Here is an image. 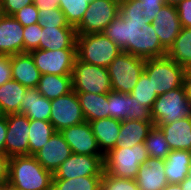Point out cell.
I'll return each instance as SVG.
<instances>
[{"label":"cell","mask_w":191,"mask_h":190,"mask_svg":"<svg viewBox=\"0 0 191 190\" xmlns=\"http://www.w3.org/2000/svg\"><path fill=\"white\" fill-rule=\"evenodd\" d=\"M20 113L29 119L49 121L51 100L44 97L37 88H28L20 105Z\"/></svg>","instance_id":"cell-23"},{"label":"cell","mask_w":191,"mask_h":190,"mask_svg":"<svg viewBox=\"0 0 191 190\" xmlns=\"http://www.w3.org/2000/svg\"><path fill=\"white\" fill-rule=\"evenodd\" d=\"M144 72L151 78L153 91L158 96L183 86L185 67L168 56L146 59Z\"/></svg>","instance_id":"cell-5"},{"label":"cell","mask_w":191,"mask_h":190,"mask_svg":"<svg viewBox=\"0 0 191 190\" xmlns=\"http://www.w3.org/2000/svg\"><path fill=\"white\" fill-rule=\"evenodd\" d=\"M100 188L102 190H139L133 179L117 178L103 172Z\"/></svg>","instance_id":"cell-37"},{"label":"cell","mask_w":191,"mask_h":190,"mask_svg":"<svg viewBox=\"0 0 191 190\" xmlns=\"http://www.w3.org/2000/svg\"><path fill=\"white\" fill-rule=\"evenodd\" d=\"M153 125V122L123 120L115 148H132L137 144L144 143Z\"/></svg>","instance_id":"cell-24"},{"label":"cell","mask_w":191,"mask_h":190,"mask_svg":"<svg viewBox=\"0 0 191 190\" xmlns=\"http://www.w3.org/2000/svg\"><path fill=\"white\" fill-rule=\"evenodd\" d=\"M126 120H138L143 122H153L151 117V109L138 102L131 94H129V111Z\"/></svg>","instance_id":"cell-39"},{"label":"cell","mask_w":191,"mask_h":190,"mask_svg":"<svg viewBox=\"0 0 191 190\" xmlns=\"http://www.w3.org/2000/svg\"><path fill=\"white\" fill-rule=\"evenodd\" d=\"M164 3H145L140 0L120 2L119 15L130 21H153Z\"/></svg>","instance_id":"cell-27"},{"label":"cell","mask_w":191,"mask_h":190,"mask_svg":"<svg viewBox=\"0 0 191 190\" xmlns=\"http://www.w3.org/2000/svg\"><path fill=\"white\" fill-rule=\"evenodd\" d=\"M151 21H130L118 15L103 33L127 52L142 59L166 56L167 49L160 43Z\"/></svg>","instance_id":"cell-1"},{"label":"cell","mask_w":191,"mask_h":190,"mask_svg":"<svg viewBox=\"0 0 191 190\" xmlns=\"http://www.w3.org/2000/svg\"><path fill=\"white\" fill-rule=\"evenodd\" d=\"M75 27L42 26L39 49H77Z\"/></svg>","instance_id":"cell-19"},{"label":"cell","mask_w":191,"mask_h":190,"mask_svg":"<svg viewBox=\"0 0 191 190\" xmlns=\"http://www.w3.org/2000/svg\"><path fill=\"white\" fill-rule=\"evenodd\" d=\"M188 115H191V102L183 86L159 95L151 109L154 125L170 124Z\"/></svg>","instance_id":"cell-7"},{"label":"cell","mask_w":191,"mask_h":190,"mask_svg":"<svg viewBox=\"0 0 191 190\" xmlns=\"http://www.w3.org/2000/svg\"><path fill=\"white\" fill-rule=\"evenodd\" d=\"M30 119L21 113L7 115V136L5 154L13 156L29 155Z\"/></svg>","instance_id":"cell-13"},{"label":"cell","mask_w":191,"mask_h":190,"mask_svg":"<svg viewBox=\"0 0 191 190\" xmlns=\"http://www.w3.org/2000/svg\"><path fill=\"white\" fill-rule=\"evenodd\" d=\"M41 75H72L77 49L41 50L29 52Z\"/></svg>","instance_id":"cell-10"},{"label":"cell","mask_w":191,"mask_h":190,"mask_svg":"<svg viewBox=\"0 0 191 190\" xmlns=\"http://www.w3.org/2000/svg\"><path fill=\"white\" fill-rule=\"evenodd\" d=\"M160 43L168 50L181 32L182 26L175 6L164 4L152 21Z\"/></svg>","instance_id":"cell-15"},{"label":"cell","mask_w":191,"mask_h":190,"mask_svg":"<svg viewBox=\"0 0 191 190\" xmlns=\"http://www.w3.org/2000/svg\"><path fill=\"white\" fill-rule=\"evenodd\" d=\"M38 16L41 26L73 27L66 22L65 15L60 8L38 10Z\"/></svg>","instance_id":"cell-38"},{"label":"cell","mask_w":191,"mask_h":190,"mask_svg":"<svg viewBox=\"0 0 191 190\" xmlns=\"http://www.w3.org/2000/svg\"><path fill=\"white\" fill-rule=\"evenodd\" d=\"M120 3L116 0H94L89 4L76 34L103 33L119 15Z\"/></svg>","instance_id":"cell-9"},{"label":"cell","mask_w":191,"mask_h":190,"mask_svg":"<svg viewBox=\"0 0 191 190\" xmlns=\"http://www.w3.org/2000/svg\"><path fill=\"white\" fill-rule=\"evenodd\" d=\"M175 7L181 26L191 28V0H183Z\"/></svg>","instance_id":"cell-42"},{"label":"cell","mask_w":191,"mask_h":190,"mask_svg":"<svg viewBox=\"0 0 191 190\" xmlns=\"http://www.w3.org/2000/svg\"><path fill=\"white\" fill-rule=\"evenodd\" d=\"M183 87L188 100L191 102V77L183 78Z\"/></svg>","instance_id":"cell-48"},{"label":"cell","mask_w":191,"mask_h":190,"mask_svg":"<svg viewBox=\"0 0 191 190\" xmlns=\"http://www.w3.org/2000/svg\"><path fill=\"white\" fill-rule=\"evenodd\" d=\"M130 94L138 102L142 103V105H145L149 109H152L154 101L158 97L157 93L153 91L151 78H149L145 72L140 75L136 86Z\"/></svg>","instance_id":"cell-35"},{"label":"cell","mask_w":191,"mask_h":190,"mask_svg":"<svg viewBox=\"0 0 191 190\" xmlns=\"http://www.w3.org/2000/svg\"><path fill=\"white\" fill-rule=\"evenodd\" d=\"M56 132L85 122L77 93L72 90L51 100L50 120Z\"/></svg>","instance_id":"cell-11"},{"label":"cell","mask_w":191,"mask_h":190,"mask_svg":"<svg viewBox=\"0 0 191 190\" xmlns=\"http://www.w3.org/2000/svg\"><path fill=\"white\" fill-rule=\"evenodd\" d=\"M11 72L12 79L27 88H36L41 76L29 52L11 56Z\"/></svg>","instance_id":"cell-20"},{"label":"cell","mask_w":191,"mask_h":190,"mask_svg":"<svg viewBox=\"0 0 191 190\" xmlns=\"http://www.w3.org/2000/svg\"><path fill=\"white\" fill-rule=\"evenodd\" d=\"M27 89L13 79L0 86V109L3 115L20 113V105Z\"/></svg>","instance_id":"cell-28"},{"label":"cell","mask_w":191,"mask_h":190,"mask_svg":"<svg viewBox=\"0 0 191 190\" xmlns=\"http://www.w3.org/2000/svg\"><path fill=\"white\" fill-rule=\"evenodd\" d=\"M87 122L109 118L108 94L76 92Z\"/></svg>","instance_id":"cell-26"},{"label":"cell","mask_w":191,"mask_h":190,"mask_svg":"<svg viewBox=\"0 0 191 190\" xmlns=\"http://www.w3.org/2000/svg\"><path fill=\"white\" fill-rule=\"evenodd\" d=\"M7 136V116L0 117V152L5 153V140Z\"/></svg>","instance_id":"cell-46"},{"label":"cell","mask_w":191,"mask_h":190,"mask_svg":"<svg viewBox=\"0 0 191 190\" xmlns=\"http://www.w3.org/2000/svg\"><path fill=\"white\" fill-rule=\"evenodd\" d=\"M109 117L120 121L126 120L129 111V94L117 91L108 93Z\"/></svg>","instance_id":"cell-36"},{"label":"cell","mask_w":191,"mask_h":190,"mask_svg":"<svg viewBox=\"0 0 191 190\" xmlns=\"http://www.w3.org/2000/svg\"><path fill=\"white\" fill-rule=\"evenodd\" d=\"M165 160L149 157L135 178L139 190H162L167 184Z\"/></svg>","instance_id":"cell-18"},{"label":"cell","mask_w":191,"mask_h":190,"mask_svg":"<svg viewBox=\"0 0 191 190\" xmlns=\"http://www.w3.org/2000/svg\"><path fill=\"white\" fill-rule=\"evenodd\" d=\"M72 154L70 146L60 132H56L50 140L33 156L44 169L52 173Z\"/></svg>","instance_id":"cell-16"},{"label":"cell","mask_w":191,"mask_h":190,"mask_svg":"<svg viewBox=\"0 0 191 190\" xmlns=\"http://www.w3.org/2000/svg\"><path fill=\"white\" fill-rule=\"evenodd\" d=\"M121 122L111 117L89 122L99 148L104 155L117 146Z\"/></svg>","instance_id":"cell-22"},{"label":"cell","mask_w":191,"mask_h":190,"mask_svg":"<svg viewBox=\"0 0 191 190\" xmlns=\"http://www.w3.org/2000/svg\"><path fill=\"white\" fill-rule=\"evenodd\" d=\"M183 0H163L164 4L171 5V6H176Z\"/></svg>","instance_id":"cell-51"},{"label":"cell","mask_w":191,"mask_h":190,"mask_svg":"<svg viewBox=\"0 0 191 190\" xmlns=\"http://www.w3.org/2000/svg\"><path fill=\"white\" fill-rule=\"evenodd\" d=\"M32 3V0H2V11L4 15L13 16L20 9Z\"/></svg>","instance_id":"cell-43"},{"label":"cell","mask_w":191,"mask_h":190,"mask_svg":"<svg viewBox=\"0 0 191 190\" xmlns=\"http://www.w3.org/2000/svg\"><path fill=\"white\" fill-rule=\"evenodd\" d=\"M102 176H80L71 179H52L51 190H98Z\"/></svg>","instance_id":"cell-32"},{"label":"cell","mask_w":191,"mask_h":190,"mask_svg":"<svg viewBox=\"0 0 191 190\" xmlns=\"http://www.w3.org/2000/svg\"><path fill=\"white\" fill-rule=\"evenodd\" d=\"M94 0H59V8L64 13L66 22L77 27L89 7Z\"/></svg>","instance_id":"cell-34"},{"label":"cell","mask_w":191,"mask_h":190,"mask_svg":"<svg viewBox=\"0 0 191 190\" xmlns=\"http://www.w3.org/2000/svg\"><path fill=\"white\" fill-rule=\"evenodd\" d=\"M11 79V56L0 54V86Z\"/></svg>","instance_id":"cell-44"},{"label":"cell","mask_w":191,"mask_h":190,"mask_svg":"<svg viewBox=\"0 0 191 190\" xmlns=\"http://www.w3.org/2000/svg\"><path fill=\"white\" fill-rule=\"evenodd\" d=\"M36 88L47 99H56L72 91V75H41Z\"/></svg>","instance_id":"cell-29"},{"label":"cell","mask_w":191,"mask_h":190,"mask_svg":"<svg viewBox=\"0 0 191 190\" xmlns=\"http://www.w3.org/2000/svg\"><path fill=\"white\" fill-rule=\"evenodd\" d=\"M166 56L183 67L191 62V28L182 27Z\"/></svg>","instance_id":"cell-30"},{"label":"cell","mask_w":191,"mask_h":190,"mask_svg":"<svg viewBox=\"0 0 191 190\" xmlns=\"http://www.w3.org/2000/svg\"><path fill=\"white\" fill-rule=\"evenodd\" d=\"M72 153L80 155L105 156L98 145L89 122L70 126L60 132Z\"/></svg>","instance_id":"cell-14"},{"label":"cell","mask_w":191,"mask_h":190,"mask_svg":"<svg viewBox=\"0 0 191 190\" xmlns=\"http://www.w3.org/2000/svg\"><path fill=\"white\" fill-rule=\"evenodd\" d=\"M182 190H191V177L188 175L182 182L179 183Z\"/></svg>","instance_id":"cell-49"},{"label":"cell","mask_w":191,"mask_h":190,"mask_svg":"<svg viewBox=\"0 0 191 190\" xmlns=\"http://www.w3.org/2000/svg\"><path fill=\"white\" fill-rule=\"evenodd\" d=\"M162 190H182L180 184L168 183Z\"/></svg>","instance_id":"cell-50"},{"label":"cell","mask_w":191,"mask_h":190,"mask_svg":"<svg viewBox=\"0 0 191 190\" xmlns=\"http://www.w3.org/2000/svg\"><path fill=\"white\" fill-rule=\"evenodd\" d=\"M34 4L38 10H51L59 8V0H35Z\"/></svg>","instance_id":"cell-47"},{"label":"cell","mask_w":191,"mask_h":190,"mask_svg":"<svg viewBox=\"0 0 191 190\" xmlns=\"http://www.w3.org/2000/svg\"><path fill=\"white\" fill-rule=\"evenodd\" d=\"M29 128V155H34L45 146L56 131L50 121L34 119H30Z\"/></svg>","instance_id":"cell-31"},{"label":"cell","mask_w":191,"mask_h":190,"mask_svg":"<svg viewBox=\"0 0 191 190\" xmlns=\"http://www.w3.org/2000/svg\"><path fill=\"white\" fill-rule=\"evenodd\" d=\"M77 58L107 68L123 50L104 33L77 34Z\"/></svg>","instance_id":"cell-3"},{"label":"cell","mask_w":191,"mask_h":190,"mask_svg":"<svg viewBox=\"0 0 191 190\" xmlns=\"http://www.w3.org/2000/svg\"><path fill=\"white\" fill-rule=\"evenodd\" d=\"M13 17L17 21H19L24 27L39 23L38 9L34 2L20 9L13 15Z\"/></svg>","instance_id":"cell-41"},{"label":"cell","mask_w":191,"mask_h":190,"mask_svg":"<svg viewBox=\"0 0 191 190\" xmlns=\"http://www.w3.org/2000/svg\"><path fill=\"white\" fill-rule=\"evenodd\" d=\"M7 189V182H0V190H6Z\"/></svg>","instance_id":"cell-54"},{"label":"cell","mask_w":191,"mask_h":190,"mask_svg":"<svg viewBox=\"0 0 191 190\" xmlns=\"http://www.w3.org/2000/svg\"><path fill=\"white\" fill-rule=\"evenodd\" d=\"M72 90L94 94L112 91L107 68L82 62L76 58L72 71Z\"/></svg>","instance_id":"cell-8"},{"label":"cell","mask_w":191,"mask_h":190,"mask_svg":"<svg viewBox=\"0 0 191 190\" xmlns=\"http://www.w3.org/2000/svg\"><path fill=\"white\" fill-rule=\"evenodd\" d=\"M191 167V151L171 150L165 159V174L168 183L179 184L188 175Z\"/></svg>","instance_id":"cell-25"},{"label":"cell","mask_w":191,"mask_h":190,"mask_svg":"<svg viewBox=\"0 0 191 190\" xmlns=\"http://www.w3.org/2000/svg\"><path fill=\"white\" fill-rule=\"evenodd\" d=\"M184 77H191V62L185 66Z\"/></svg>","instance_id":"cell-52"},{"label":"cell","mask_w":191,"mask_h":190,"mask_svg":"<svg viewBox=\"0 0 191 190\" xmlns=\"http://www.w3.org/2000/svg\"><path fill=\"white\" fill-rule=\"evenodd\" d=\"M1 116H3V113H2V111H1V109H0V117H1Z\"/></svg>","instance_id":"cell-56"},{"label":"cell","mask_w":191,"mask_h":190,"mask_svg":"<svg viewBox=\"0 0 191 190\" xmlns=\"http://www.w3.org/2000/svg\"><path fill=\"white\" fill-rule=\"evenodd\" d=\"M104 156L72 153L53 173V179H71L84 176H102Z\"/></svg>","instance_id":"cell-12"},{"label":"cell","mask_w":191,"mask_h":190,"mask_svg":"<svg viewBox=\"0 0 191 190\" xmlns=\"http://www.w3.org/2000/svg\"><path fill=\"white\" fill-rule=\"evenodd\" d=\"M53 173L33 155L9 158L7 187L13 190H51Z\"/></svg>","instance_id":"cell-2"},{"label":"cell","mask_w":191,"mask_h":190,"mask_svg":"<svg viewBox=\"0 0 191 190\" xmlns=\"http://www.w3.org/2000/svg\"><path fill=\"white\" fill-rule=\"evenodd\" d=\"M148 158L145 143L132 148H114L104 156V172L117 178L135 180L140 165L145 164Z\"/></svg>","instance_id":"cell-4"},{"label":"cell","mask_w":191,"mask_h":190,"mask_svg":"<svg viewBox=\"0 0 191 190\" xmlns=\"http://www.w3.org/2000/svg\"><path fill=\"white\" fill-rule=\"evenodd\" d=\"M9 157L0 152V182H8Z\"/></svg>","instance_id":"cell-45"},{"label":"cell","mask_w":191,"mask_h":190,"mask_svg":"<svg viewBox=\"0 0 191 190\" xmlns=\"http://www.w3.org/2000/svg\"><path fill=\"white\" fill-rule=\"evenodd\" d=\"M171 150L191 151V115L170 124H157Z\"/></svg>","instance_id":"cell-21"},{"label":"cell","mask_w":191,"mask_h":190,"mask_svg":"<svg viewBox=\"0 0 191 190\" xmlns=\"http://www.w3.org/2000/svg\"><path fill=\"white\" fill-rule=\"evenodd\" d=\"M0 13H3V11H2V0H0Z\"/></svg>","instance_id":"cell-55"},{"label":"cell","mask_w":191,"mask_h":190,"mask_svg":"<svg viewBox=\"0 0 191 190\" xmlns=\"http://www.w3.org/2000/svg\"><path fill=\"white\" fill-rule=\"evenodd\" d=\"M42 26L40 23L25 26L23 29L24 53L39 49Z\"/></svg>","instance_id":"cell-40"},{"label":"cell","mask_w":191,"mask_h":190,"mask_svg":"<svg viewBox=\"0 0 191 190\" xmlns=\"http://www.w3.org/2000/svg\"><path fill=\"white\" fill-rule=\"evenodd\" d=\"M145 3H164L163 0H140Z\"/></svg>","instance_id":"cell-53"},{"label":"cell","mask_w":191,"mask_h":190,"mask_svg":"<svg viewBox=\"0 0 191 190\" xmlns=\"http://www.w3.org/2000/svg\"><path fill=\"white\" fill-rule=\"evenodd\" d=\"M24 26L13 16L2 14L0 18V54L12 56L24 53Z\"/></svg>","instance_id":"cell-17"},{"label":"cell","mask_w":191,"mask_h":190,"mask_svg":"<svg viewBox=\"0 0 191 190\" xmlns=\"http://www.w3.org/2000/svg\"><path fill=\"white\" fill-rule=\"evenodd\" d=\"M146 60L121 52L107 67L113 91L130 94L144 72Z\"/></svg>","instance_id":"cell-6"},{"label":"cell","mask_w":191,"mask_h":190,"mask_svg":"<svg viewBox=\"0 0 191 190\" xmlns=\"http://www.w3.org/2000/svg\"><path fill=\"white\" fill-rule=\"evenodd\" d=\"M144 143L149 157L152 158L165 160L171 151L162 130L157 125L150 129Z\"/></svg>","instance_id":"cell-33"}]
</instances>
